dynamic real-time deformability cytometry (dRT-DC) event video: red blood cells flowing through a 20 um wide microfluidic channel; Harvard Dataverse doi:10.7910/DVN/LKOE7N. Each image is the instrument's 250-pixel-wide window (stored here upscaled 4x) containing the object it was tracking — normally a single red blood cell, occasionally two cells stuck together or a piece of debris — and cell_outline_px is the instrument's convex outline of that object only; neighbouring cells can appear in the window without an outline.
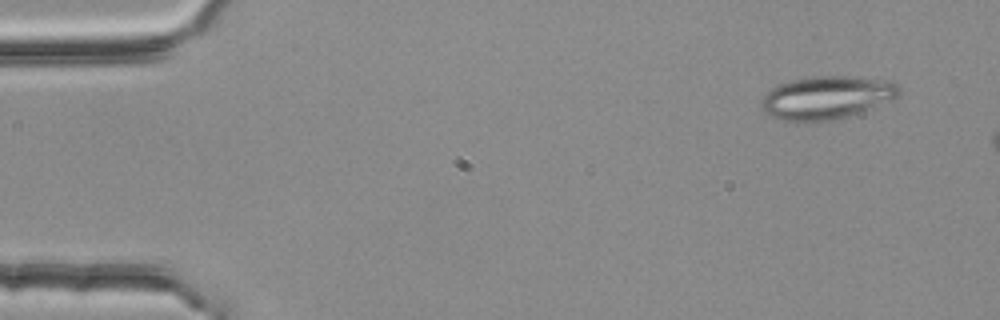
{"species": "common noctule bat (a hibernating species)", "species_latin": "Nyctalus noctula", "temperature_condition": "room temperature", "stored_images_in_passage": 2, "camera_frame_rate_fps": 3000, "um_per_image_px": 0.085, "animal": {"sex": "female", "body_mass_g": 25.1}, "frame": {"image": 1, "passage_image": 1, "time_ms": 0.0, "image_size_px": [1000, 320], "cell_outline_px": [[900, 92], [896, 96], [848, 116], [832, 120], [784, 120], [772, 116], [760, 104], [760, 100], [764, 92], [780, 84], [792, 80], [816, 76], [848, 76], [892, 80], [900, 84]], "centroid_in_image_um": [70.25, 8.25], "position_along_channel_um": 14.7, "area_um2": 33.81}}